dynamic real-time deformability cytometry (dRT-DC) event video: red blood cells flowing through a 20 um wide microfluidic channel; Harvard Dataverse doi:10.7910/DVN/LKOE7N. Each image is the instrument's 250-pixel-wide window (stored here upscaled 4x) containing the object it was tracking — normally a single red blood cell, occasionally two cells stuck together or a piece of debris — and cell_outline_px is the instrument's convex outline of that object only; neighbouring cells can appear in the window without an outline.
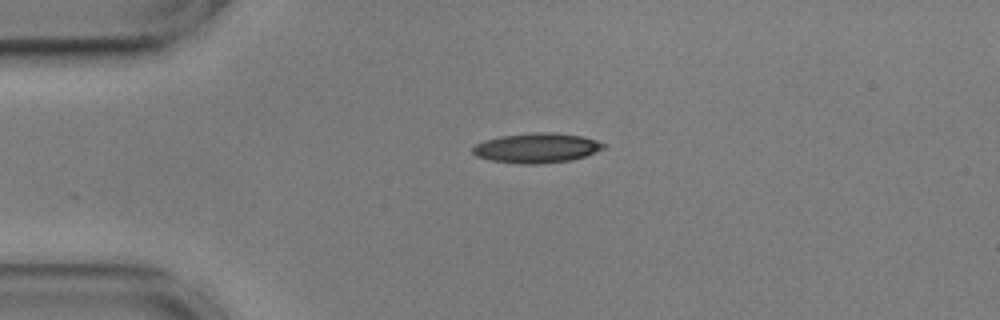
{"species": "common noctule bat (a hibernating species)", "species_latin": "Nyctalus noctula", "temperature_condition": "cold", "stored_images_in_passage": 31, "camera_frame_rate_fps": 3000, "um_per_image_px": 0.085, "animal": {"sex": "male", "body_mass_g": 17.9, "forearm_length_mm": 54.2}, "frame": {"image": 1, "passage_image": 1, "time_ms": 0.0, "image_size_px": [1000, 320], "cell_outline_px": [[608, 144], [604, 148], [596, 152], [572, 160], [540, 164], [520, 164], [492, 160], [476, 156], [472, 152], [472, 148], [476, 144], [484, 140], [500, 136], [536, 132], [552, 132], [580, 136], [596, 140]], "centroid_in_image_um": [45.63, 12.58], "position_along_channel_um": 39.4, "area_um2": 22.72}, "authors_computed_cell_mechanics": {"area_um2": 22.3686, "velocity_mm_per_s": 3.5943, "shape_relaxation_time_tau1_ms": 9.1635, "shape_relaxation_time_tau2_ms": null, "deformation_change_tau1": 0.201, "deformation_change_tau2": null}}